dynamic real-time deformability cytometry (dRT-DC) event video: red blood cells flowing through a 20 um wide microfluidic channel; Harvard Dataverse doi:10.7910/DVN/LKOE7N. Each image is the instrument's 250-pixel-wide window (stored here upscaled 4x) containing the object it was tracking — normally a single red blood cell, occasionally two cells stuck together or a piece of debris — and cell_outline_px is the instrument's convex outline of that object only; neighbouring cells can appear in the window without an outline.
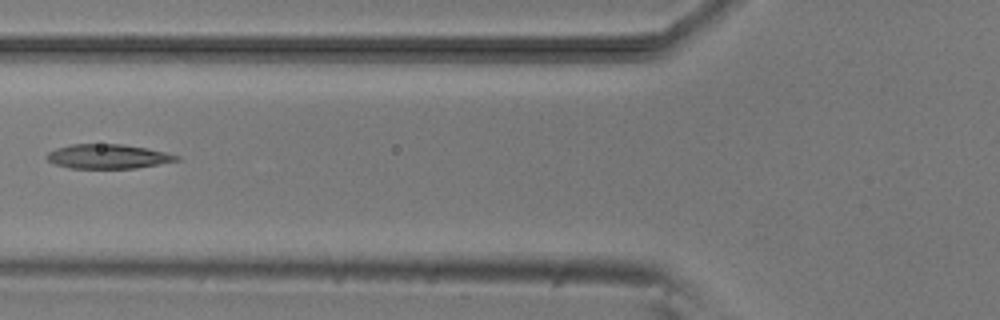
{"species": "common noctule bat (a hibernating species)", "species_latin": "Nyctalus noctula", "temperature_condition": "room temperature", "stored_images_in_passage": 6, "camera_frame_rate_fps": 3000, "um_per_image_px": 0.085, "animal": {"sex": "male", "body_mass_g": 20.5, "forearm_length_mm": 52.5}, "frame": {"image": 1, "passage_image": 6, "time_ms": 5.667, "image_size_px": [1000, 320], "cell_outline_px": [[180, 160], [136, 168], [68, 168], [56, 164], [48, 160], [44, 156], [48, 152], [56, 148], [72, 144], [124, 144], [148, 148], [180, 156]], "centroid_in_image_um": [9.16, 13.29], "position_along_channel_um": 116.6, "area_um2": 18.44}}